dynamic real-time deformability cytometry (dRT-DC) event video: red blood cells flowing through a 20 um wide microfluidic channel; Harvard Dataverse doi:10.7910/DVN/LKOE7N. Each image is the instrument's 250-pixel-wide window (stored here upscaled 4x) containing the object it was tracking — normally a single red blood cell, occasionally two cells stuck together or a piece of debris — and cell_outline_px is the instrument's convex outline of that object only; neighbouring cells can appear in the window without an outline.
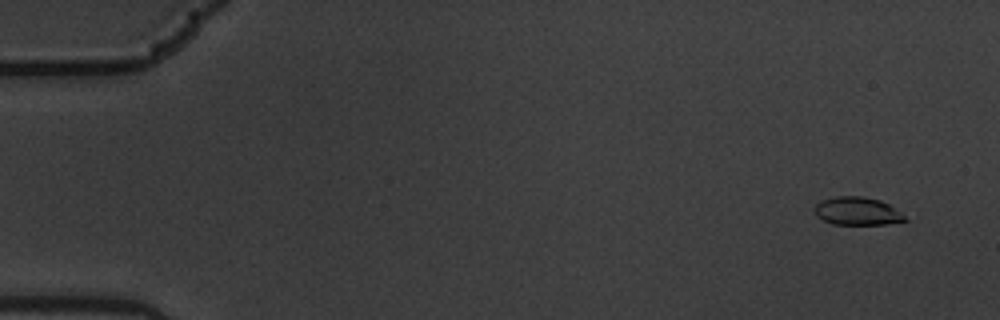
{"species": "common noctule bat (a hibernating species)", "species_latin": "Nyctalus noctula", "temperature_condition": "warm", "stored_images_in_passage": 7, "camera_frame_rate_fps": 3000, "um_per_image_px": 0.085, "animal": {"sex": "male", "body_mass_g": 19.5, "forearm_length_mm": 54.6}, "frame": {"image": 1, "passage_image": 2, "time_ms": 0.333, "image_size_px": [1000, 320], "cell_outline_px": [[908, 220], [884, 224], [832, 224], [816, 216], [816, 204], [820, 200], [836, 196], [864, 196], [880, 200], [888, 204], [900, 212]], "centroid_in_image_um": [72.85, 17.93], "position_along_channel_um": 12.1, "area_um2": 14.62}}
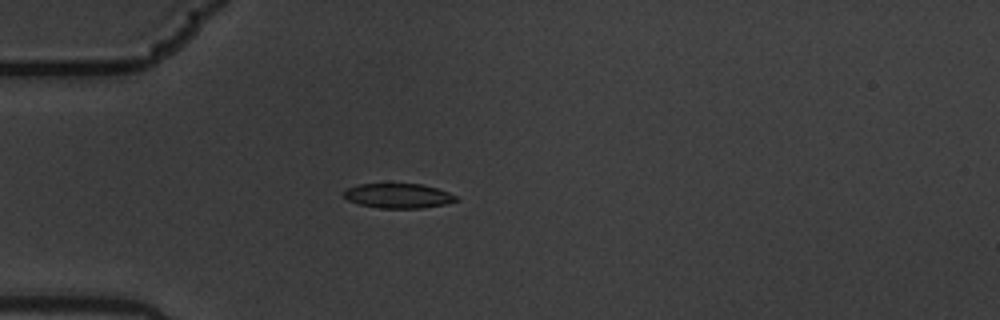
{"frame": {"image": 2, "passage_image": 5, "time_ms": 1.333, "image_size_px": [1000, 320], "cell_outline_px": [[460, 200], [448, 204], [420, 208], [380, 208], [360, 204], [348, 200], [344, 196], [344, 192], [348, 188], [360, 184], [420, 184], [436, 188], [448, 192], [456, 196]], "centroid_in_image_um": [33.9, 16.65], "position_along_channel_um": 51.1, "area_um2": 16.01}}
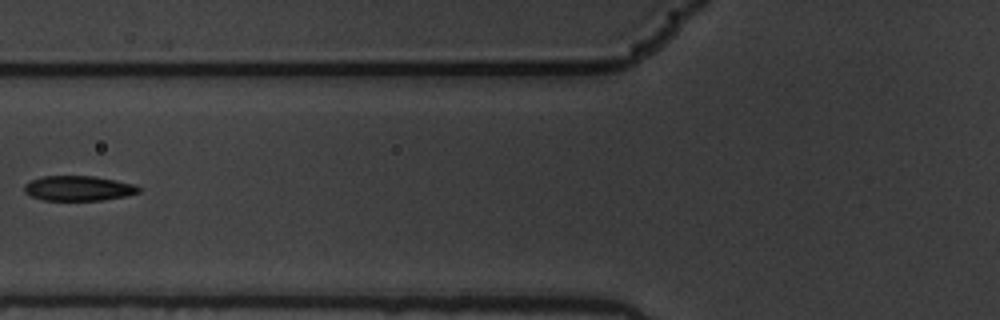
{"frame": {"image": 3, "passage_image": 7, "time_ms": 2.0, "image_size_px": [1000, 320], "cell_outline_px": [[140, 192], [124, 196], [100, 200], [44, 200], [32, 196], [24, 192], [24, 184], [32, 180], [44, 176], [96, 176], [136, 184], [140, 188]], "centroid_in_image_um": [6.68, 16.0], "position_along_channel_um": 119.1, "area_um2": 16.59}}